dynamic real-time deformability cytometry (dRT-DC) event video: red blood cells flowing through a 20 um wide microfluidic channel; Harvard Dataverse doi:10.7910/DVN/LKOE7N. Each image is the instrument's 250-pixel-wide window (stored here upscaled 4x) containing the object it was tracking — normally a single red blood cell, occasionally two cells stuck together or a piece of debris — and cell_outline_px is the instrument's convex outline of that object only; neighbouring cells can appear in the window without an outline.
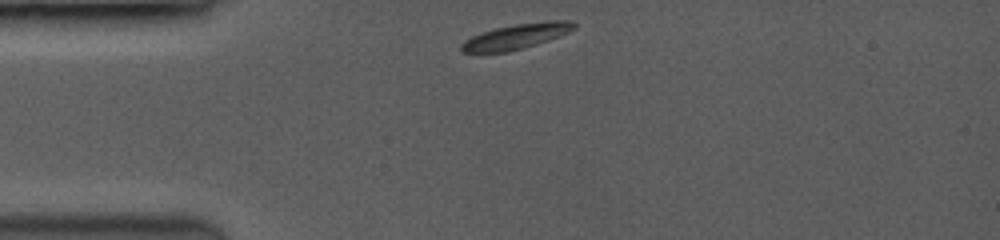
{"species": "common noctule bat (a hibernating species)", "species_latin": "Nyctalus noctula", "temperature_condition": "room temperature", "stored_images_in_passage": 12, "camera_frame_rate_fps": 3500, "um_per_image_px": 0.085, "animal": {"sex": "female", "body_mass_g": 19.0, "forearm_length_mm": 53.3}, "frame": {"image": 1, "passage_image": 1, "time_ms": 0.0, "image_size_px": [1000, 240], "cell_outline_px": [[576, 28], [568, 32], [548, 40], [508, 52], [460, 52], [460, 44], [464, 40], [472, 36], [496, 28], [516, 24], [548, 20], [568, 20], [576, 24]], "centroid_in_image_um": [43.87, 3.09], "position_along_channel_um": 41.1, "area_um2": 16.3}}